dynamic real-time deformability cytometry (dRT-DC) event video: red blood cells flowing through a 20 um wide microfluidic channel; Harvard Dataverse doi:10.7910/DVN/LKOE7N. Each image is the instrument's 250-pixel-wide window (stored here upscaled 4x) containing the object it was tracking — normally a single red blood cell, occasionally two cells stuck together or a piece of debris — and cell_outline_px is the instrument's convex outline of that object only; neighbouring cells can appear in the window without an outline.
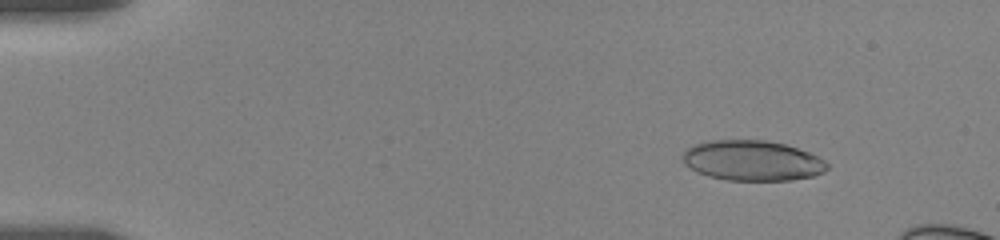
{"species": "human", "species_latin": "Homo sapiens", "temperature_condition": "room temperature", "stored_images_in_passage": 53, "camera_frame_rate_fps": 3000, "um_per_image_px": 0.085, "donor": {"sex": "female"}, "frame": {"image": 1, "passage_image": 7, "time_ms": 2.0, "image_size_px": [1000, 240], "cell_outline_px": [[828, 168], [824, 172], [812, 176], [792, 180], [728, 180], [708, 176], [696, 172], [684, 164], [684, 152], [688, 148], [696, 144], [712, 140], [764, 140], [784, 144], [808, 152], [824, 160], [828, 164]], "centroid_in_image_um": [63.95, 13.66], "position_along_channel_um": 21.1, "area_um2": 33.64}}
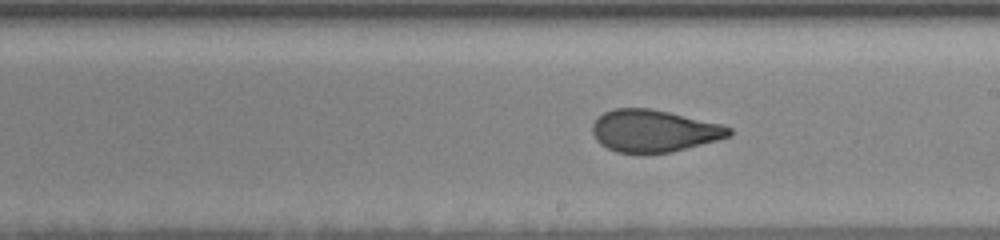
{"frame": {"image": 2, "passage_image": 32, "time_ms": 10.667, "image_size_px": [1000, 240], "cell_outline_px": [[732, 136], [672, 152], [616, 152], [600, 144], [596, 140], [592, 132], [592, 124], [604, 112], [612, 108], [648, 108], [668, 112], [724, 124], [732, 128]], "centroid_in_image_um": [55.6, 11.11], "position_along_channel_um": 233.4, "area_um2": 33.47}}
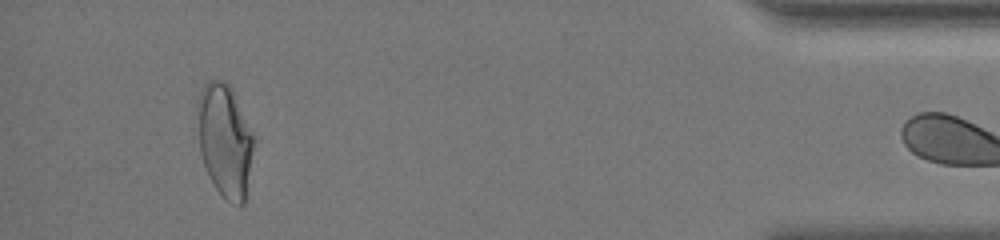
{"frame": {"image": 3, "passage_image": 52, "time_ms": 17.333, "image_size_px": [1000, 240], "cell_outline_px": [[252, 148], [244, 204], [232, 204], [216, 188], [204, 164], [200, 152], [200, 92], [204, 84], [208, 80], [220, 80], [228, 84], [252, 136]], "centroid_in_image_um": [19.1, 11.97], "position_along_channel_um": 416.1, "area_um2": 34.68}}